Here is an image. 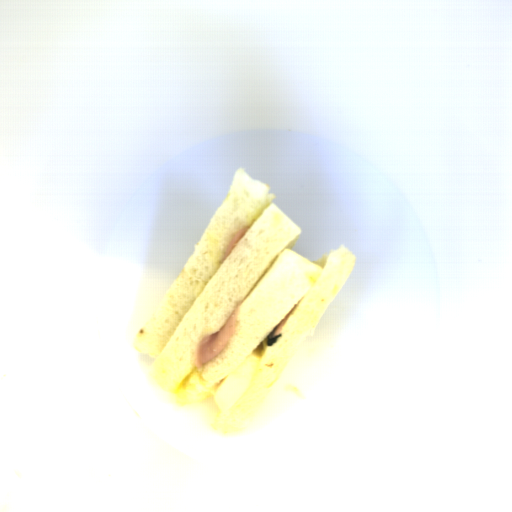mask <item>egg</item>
I'll use <instances>...</instances> for the list:
<instances>
[{
    "instance_id": "1",
    "label": "egg",
    "mask_w": 512,
    "mask_h": 512,
    "mask_svg": "<svg viewBox=\"0 0 512 512\" xmlns=\"http://www.w3.org/2000/svg\"><path fill=\"white\" fill-rule=\"evenodd\" d=\"M262 351L261 342L215 389L212 397L221 413L234 407L250 389Z\"/></svg>"
}]
</instances>
